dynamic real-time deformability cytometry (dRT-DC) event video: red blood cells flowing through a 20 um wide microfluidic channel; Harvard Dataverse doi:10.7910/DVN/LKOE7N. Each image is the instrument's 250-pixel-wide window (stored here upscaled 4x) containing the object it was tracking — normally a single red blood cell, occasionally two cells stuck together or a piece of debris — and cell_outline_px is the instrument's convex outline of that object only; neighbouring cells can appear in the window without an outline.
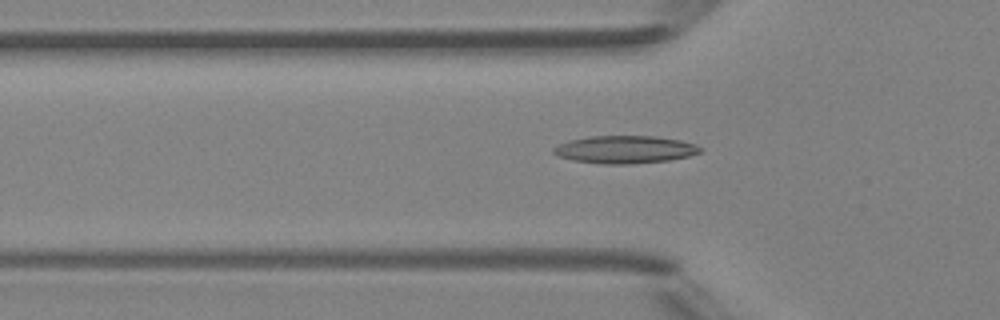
{"species": "Egyptian fruit bat (a non-hibernating species)", "species_latin": "Rousettus aegyptiacus", "temperature_condition": "room temperature", "stored_images_in_passage": 48, "camera_frame_rate_fps": 3000, "um_per_image_px": 0.085, "animal": {"sex": "female"}, "frame": {"image": 1, "passage_image": 16, "time_ms": 5.0, "image_size_px": [1000, 320], "cell_outline_px": [[704, 148], [700, 152], [688, 156], [668, 160], [628, 164], [600, 164], [572, 160], [556, 156], [552, 152], [552, 148], [568, 140], [588, 136], [656, 136], [680, 140], [696, 144]], "centroid_in_image_um": [53.09, 12.7], "position_along_channel_um": 72.7, "area_um2": 23.81}}
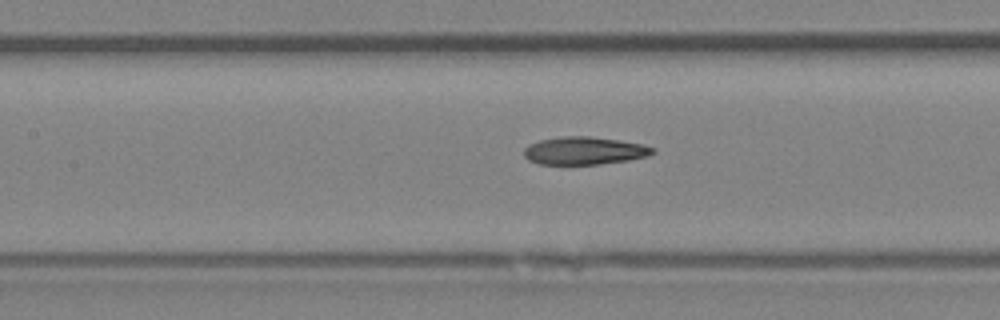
{"frame": {"image": 2, "passage_image": 22, "time_ms": 7.0, "image_size_px": [1000, 320], "cell_outline_px": [[656, 152], [648, 156], [628, 160], [600, 164], [540, 164], [528, 160], [524, 156], [524, 148], [528, 144], [540, 140], [564, 136], [588, 136], [620, 140], [644, 144], [656, 148]], "centroid_in_image_um": [49.69, 12.81], "position_along_channel_um": 157.7, "area_um2": 20.98}}
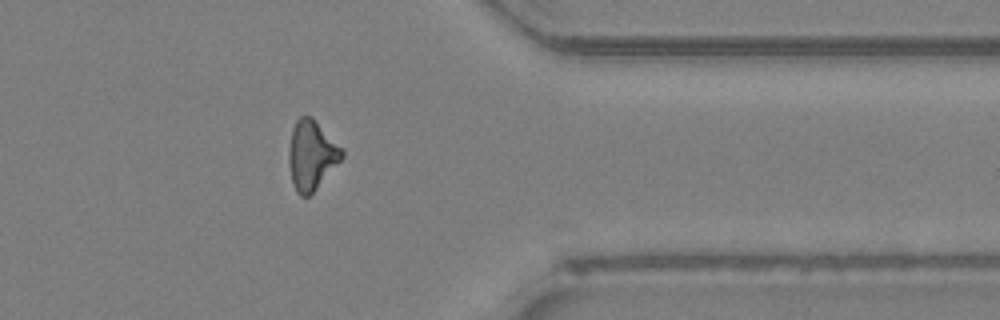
{"frame": {"image": 3, "passage_image": 39, "time_ms": 12.667, "image_size_px": [1000, 320], "cell_outline_px": [[344, 156], [316, 188], [308, 196], [300, 196], [296, 192], [292, 180], [288, 164], [288, 148], [292, 128], [296, 120], [300, 116], [312, 116], [344, 148]], "centroid_in_image_um": [26.48, 13.14], "position_along_channel_um": 384.9, "area_um2": 21.62}, "authors_computed_cell_mechanics": {"area_um2": 21.386, "velocity_mm_per_s": 4.2462, "shape_relaxation_time_tau1_ms": null, "shape_relaxation_time_tau2_ms": 5.1752, "deformation_change_tau1": null, "deformation_change_tau2": 0.1569}}